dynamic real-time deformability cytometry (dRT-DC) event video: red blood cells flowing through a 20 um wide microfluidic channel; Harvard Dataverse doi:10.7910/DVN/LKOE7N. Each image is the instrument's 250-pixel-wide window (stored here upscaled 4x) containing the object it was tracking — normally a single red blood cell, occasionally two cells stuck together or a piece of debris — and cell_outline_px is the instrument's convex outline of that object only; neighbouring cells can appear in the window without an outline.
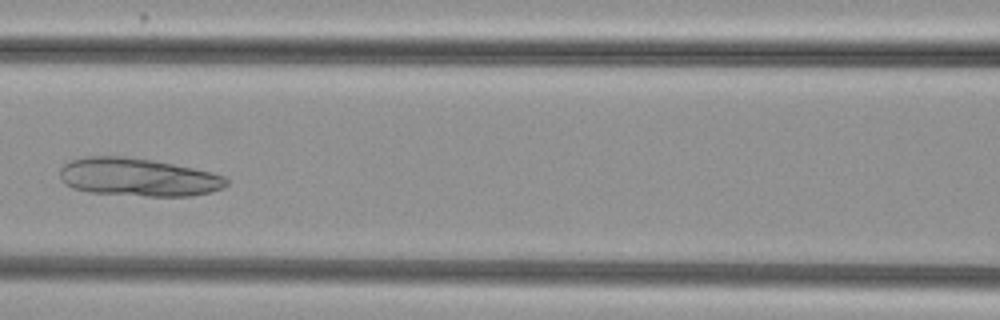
{"species": "common noctule bat (a hibernating species)", "species_latin": "Nyctalus noctula", "temperature_condition": "cold", "stored_images_in_passage": 3, "camera_frame_rate_fps": 3000, "um_per_image_px": 0.085, "animal": {"sex": "female", "body_mass_g": 29.2, "forearm_length_mm": 56.3}, "frame": {"image": 1, "passage_image": 3, "time_ms": 0.667, "image_size_px": [1000, 320], "cell_outline_px": [[228, 184], [224, 188], [192, 196], [148, 196], [88, 192], [72, 188], [64, 184], [60, 180], [60, 168], [68, 160], [84, 156], [124, 156], [152, 160], [212, 172], [224, 176], [228, 180]], "centroid_in_image_um": [11.69, 15.06], "position_along_channel_um": 154.9, "area_um2": 37.17}}